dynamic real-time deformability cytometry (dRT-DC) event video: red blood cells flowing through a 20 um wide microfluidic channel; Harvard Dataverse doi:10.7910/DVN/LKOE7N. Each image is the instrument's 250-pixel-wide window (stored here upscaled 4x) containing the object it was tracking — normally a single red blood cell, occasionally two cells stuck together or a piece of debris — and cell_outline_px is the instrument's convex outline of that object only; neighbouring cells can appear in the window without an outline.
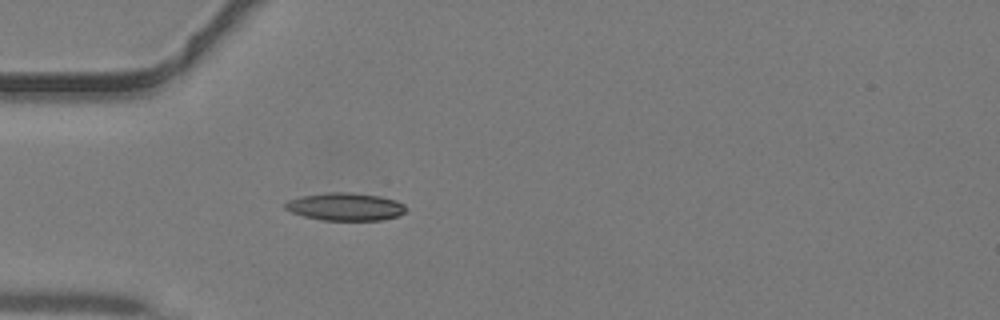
{"species": "common noctule bat (a hibernating species)", "species_latin": "Nyctalus noctula", "temperature_condition": "warm", "stored_images_in_passage": 28, "camera_frame_rate_fps": 3000, "um_per_image_px": 0.085, "animal": {"sex": "male", "body_mass_g": 19.2, "forearm_length_mm": 51.8}, "frame": {"image": 1, "passage_image": 1, "time_ms": 0.0, "image_size_px": [1000, 320], "cell_outline_px": [[404, 212], [396, 216], [384, 220], [324, 220], [304, 216], [292, 212], [284, 208], [284, 204], [288, 200], [300, 196], [328, 192], [352, 192], [380, 196], [396, 200], [404, 204]], "centroid_in_image_um": [29.33, 17.56], "position_along_channel_um": 55.7, "area_um2": 19.48}}
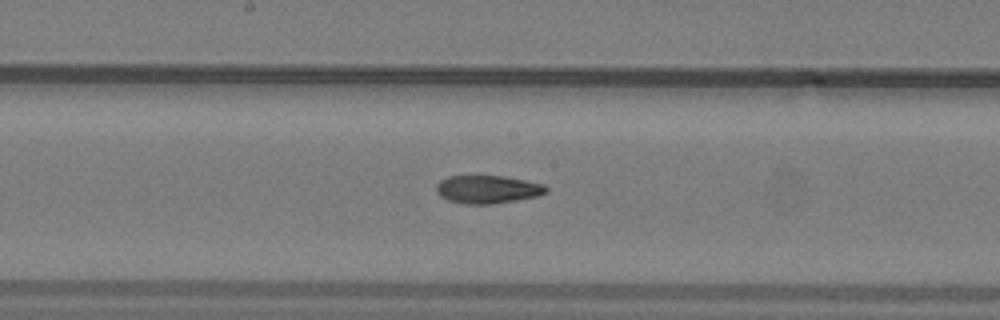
{"frame": {"image": 2, "passage_image": 11, "time_ms": 3.333, "image_size_px": [1000, 320], "cell_outline_px": [[548, 192], [536, 196], [516, 200], [492, 204], [464, 204], [448, 200], [440, 196], [436, 192], [436, 184], [440, 180], [448, 176], [476, 172], [504, 176], [544, 184], [548, 188]], "centroid_in_image_um": [41.38, 16.04], "position_along_channel_um": 206.8, "area_um2": 18.79}}
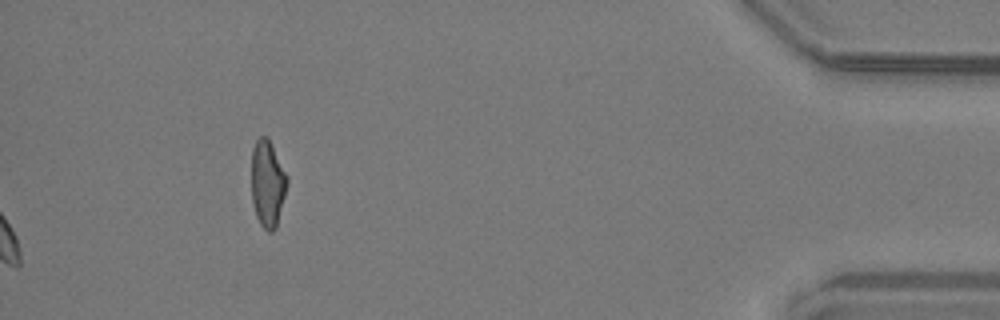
{"frame": {"image": 3, "passage_image": 28, "time_ms": 9.0, "image_size_px": [1000, 320], "cell_outline_px": [[288, 184], [276, 228], [272, 232], [268, 232], [260, 224], [256, 216], [252, 204], [252, 148], [256, 140], [260, 136], [268, 136], [288, 176]], "centroid_in_image_um": [22.75, 15.59], "position_along_channel_um": 412.5, "area_um2": 18.26}}